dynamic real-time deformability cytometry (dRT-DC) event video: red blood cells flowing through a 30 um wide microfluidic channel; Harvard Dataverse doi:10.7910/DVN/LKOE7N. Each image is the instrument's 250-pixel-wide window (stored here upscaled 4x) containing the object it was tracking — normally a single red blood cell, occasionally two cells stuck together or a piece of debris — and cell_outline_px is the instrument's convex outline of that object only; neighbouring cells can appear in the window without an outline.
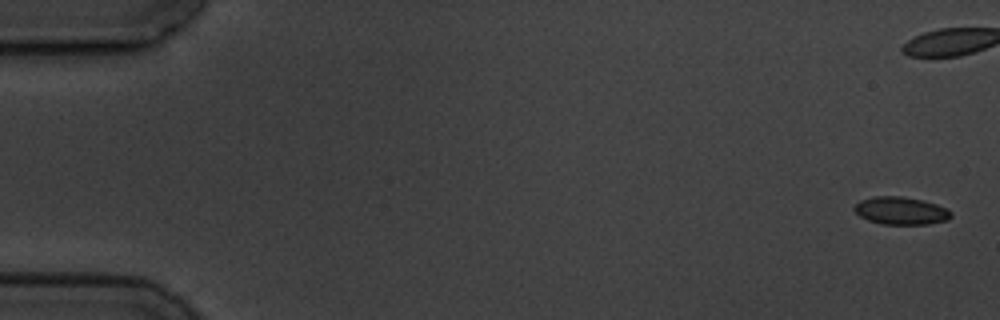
{"species": "common noctule bat (a hibernating species)", "species_latin": "Nyctalus noctula", "temperature_condition": "cold", "stored_images_in_passage": 8, "camera_frame_rate_fps": 3000, "um_per_image_px": 0.085, "animal": {"sex": "male", "body_mass_g": 19.5, "forearm_length_mm": 54.6}, "frame": {"image": 1, "passage_image": 1, "time_ms": 0.0, "image_size_px": [1000, 320], "cell_outline_px": [[952, 216], [948, 220], [928, 224], [884, 224], [868, 220], [860, 216], [852, 208], [860, 200], [872, 196], [900, 196], [920, 200], [936, 204], [948, 208], [952, 212]], "centroid_in_image_um": [76.58, 17.91], "position_along_channel_um": 8.4, "area_um2": 15.61}}
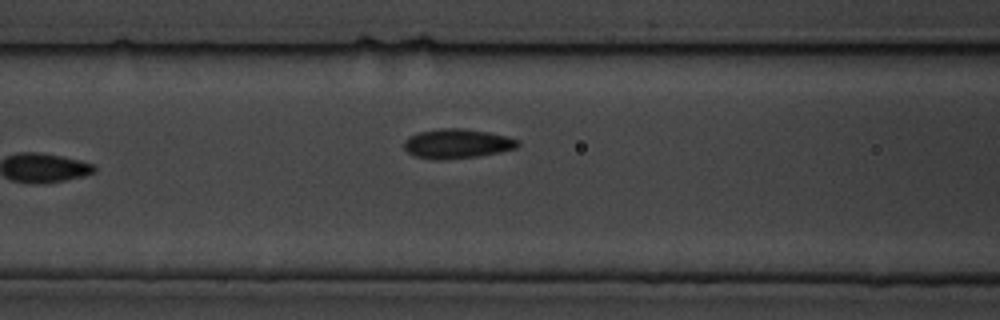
{"frame": {"image": 2, "passage_image": 8, "time_ms": 8.333, "image_size_px": [1000, 320], "cell_outline_px": [[520, 144], [516, 148], [476, 156], [436, 160], [416, 156], [408, 152], [404, 148], [404, 140], [408, 136], [420, 132], [440, 128], [464, 128], [488, 132], [508, 136], [520, 140]], "centroid_in_image_um": [38.85, 12.19], "position_along_channel_um": 127.8, "area_um2": 19.42}}